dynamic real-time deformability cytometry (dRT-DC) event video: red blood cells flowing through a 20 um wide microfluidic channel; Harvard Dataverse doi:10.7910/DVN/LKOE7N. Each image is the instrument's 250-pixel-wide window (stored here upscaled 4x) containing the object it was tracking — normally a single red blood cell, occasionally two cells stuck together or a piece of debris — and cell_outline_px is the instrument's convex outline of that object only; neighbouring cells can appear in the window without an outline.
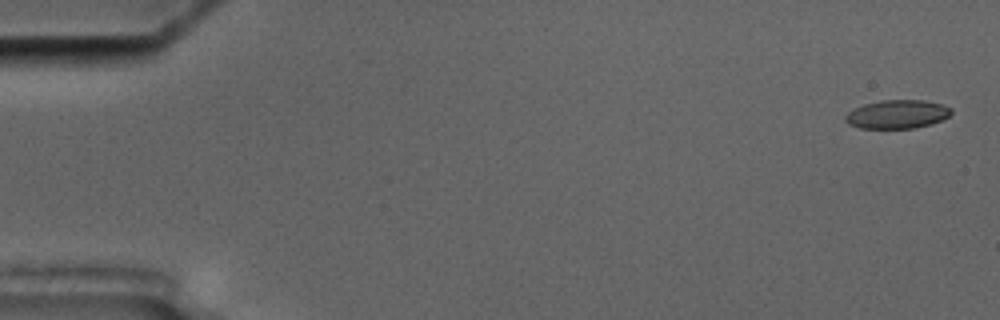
{"species": "common noctule bat (a hibernating species)", "species_latin": "Nyctalus noctula", "temperature_condition": "cold", "stored_images_in_passage": 6, "camera_frame_rate_fps": 3000, "um_per_image_px": 0.085, "animal": {"sex": "male", "body_mass_g": 17.5, "forearm_length_mm": 52.3}, "frame": {"image": 1, "passage_image": 1, "time_ms": 0.0, "image_size_px": [1000, 320], "cell_outline_px": [[952, 112], [948, 116], [940, 120], [928, 124], [912, 128], [860, 128], [848, 124], [844, 120], [844, 116], [848, 112], [864, 104], [880, 100], [924, 100], [944, 104], [952, 108]], "centroid_in_image_um": [76.25, 9.7], "position_along_channel_um": 8.8, "area_um2": 17.57}}
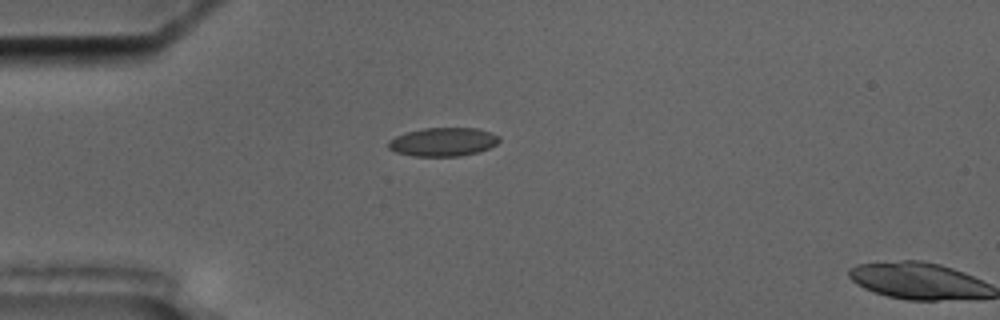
{"frame": {"image": 2, "passage_image": 5, "time_ms": 4.667, "image_size_px": [1000, 320], "cell_outline_px": [[500, 140], [496, 144], [488, 148], [476, 152], [460, 156], [412, 156], [396, 152], [388, 148], [388, 140], [396, 136], [408, 132], [424, 128], [476, 128], [492, 132], [500, 136]], "centroid_in_image_um": [37.66, 12.06], "position_along_channel_um": 47.3, "area_um2": 18.44}}